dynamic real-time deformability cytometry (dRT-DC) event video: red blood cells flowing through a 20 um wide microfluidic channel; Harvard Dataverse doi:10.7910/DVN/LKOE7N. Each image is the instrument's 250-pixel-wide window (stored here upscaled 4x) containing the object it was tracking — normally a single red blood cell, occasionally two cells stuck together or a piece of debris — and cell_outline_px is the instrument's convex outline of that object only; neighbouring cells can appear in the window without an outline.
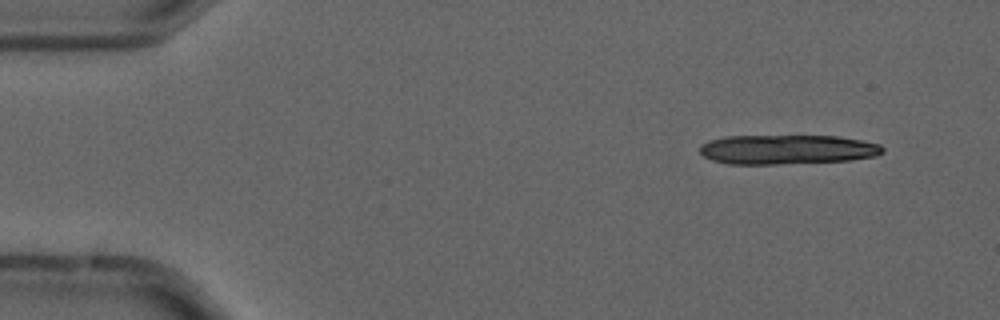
{"species": "common noctule bat (a hibernating species)", "species_latin": "Nyctalus noctula", "temperature_condition": "cold", "stored_images_in_passage": 5, "camera_frame_rate_fps": 3000, "um_per_image_px": 0.085, "animal": {"sex": "male", "forearm_length_mm": 52.5}, "frame": {"image": 1, "passage_image": 2, "time_ms": 0.333, "image_size_px": [1000, 320], "cell_outline_px": [[884, 152], [876, 156], [848, 160], [776, 164], [728, 164], [712, 160], [704, 156], [700, 152], [700, 144], [708, 140], [724, 136], [836, 136], [860, 140], [880, 144], [884, 148]], "centroid_in_image_um": [66.87, 12.7], "position_along_channel_um": 18.1, "area_um2": 31.44}}